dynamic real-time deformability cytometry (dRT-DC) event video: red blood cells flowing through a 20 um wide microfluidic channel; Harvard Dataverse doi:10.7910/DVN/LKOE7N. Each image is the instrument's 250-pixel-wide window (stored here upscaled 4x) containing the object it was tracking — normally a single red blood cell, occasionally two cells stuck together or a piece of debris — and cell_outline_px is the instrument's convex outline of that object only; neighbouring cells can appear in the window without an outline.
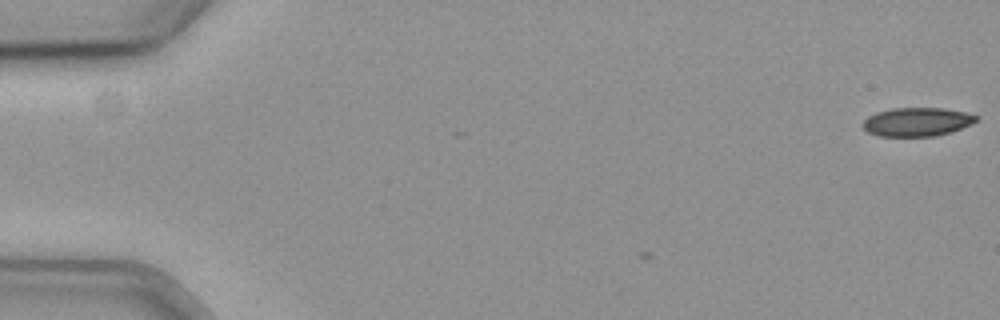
{"species": "common noctule bat (a hibernating species)", "species_latin": "Nyctalus noctula", "temperature_condition": "cold", "stored_images_in_passage": 3, "camera_frame_rate_fps": 3000, "um_per_image_px": 0.085, "animal": {"sex": "female", "body_mass_g": 19.3, "forearm_length_mm": 54.1}, "frame": {"image": 1, "passage_image": 1, "time_ms": 0.0, "image_size_px": [1000, 320], "cell_outline_px": [[976, 120], [972, 124], [952, 132], [936, 136], [876, 136], [868, 132], [860, 124], [868, 116], [876, 112], [892, 108], [944, 108], [964, 112], [976, 116]], "centroid_in_image_um": [77.91, 10.36], "position_along_channel_um": 7.1, "area_um2": 19.02}}